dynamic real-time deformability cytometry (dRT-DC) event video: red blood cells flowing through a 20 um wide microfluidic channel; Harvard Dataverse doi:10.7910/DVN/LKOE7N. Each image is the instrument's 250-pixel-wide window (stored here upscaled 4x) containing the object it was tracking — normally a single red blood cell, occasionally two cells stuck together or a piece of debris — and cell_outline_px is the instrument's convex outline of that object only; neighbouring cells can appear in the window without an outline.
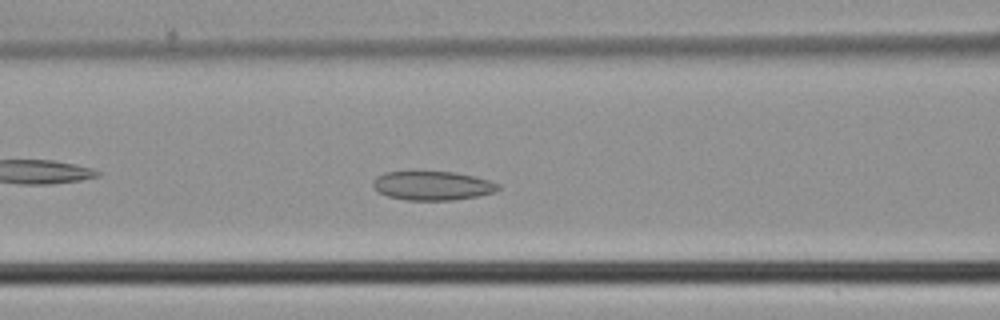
{"species": "common noctule bat (a hibernating species)", "species_latin": "Nyctalus noctula", "temperature_condition": "cold", "stored_images_in_passage": 43, "camera_frame_rate_fps": 3000, "um_per_image_px": 0.085, "animal": {"sex": "male", "body_mass_g": 21.5, "forearm_length_mm": 52.0}, "frame": {"image": 1, "passage_image": 16, "time_ms": 5.0, "image_size_px": [1000, 320], "cell_outline_px": [[500, 188], [496, 192], [476, 196], [452, 200], [404, 200], [388, 196], [372, 188], [372, 184], [376, 176], [384, 172], [456, 172], [488, 180], [500, 184]], "centroid_in_image_um": [36.74, 15.78], "position_along_channel_um": 129.9, "area_um2": 21.1}}
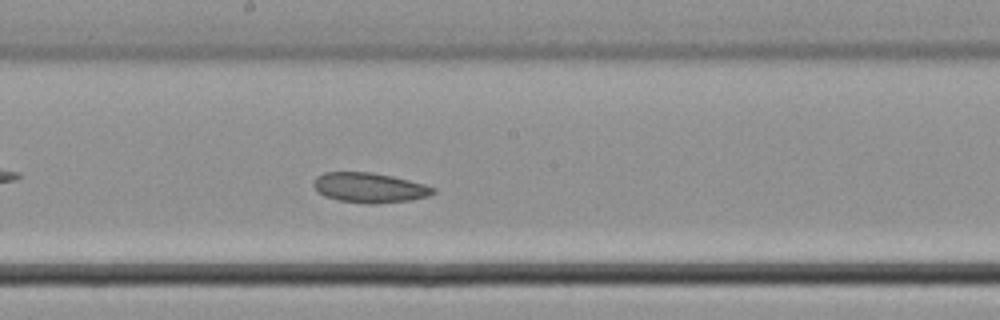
{"frame": {"image": 2, "passage_image": 22, "time_ms": 7.0, "image_size_px": [1000, 320], "cell_outline_px": [[436, 192], [428, 196], [412, 200], [376, 204], [368, 204], [340, 200], [324, 196], [316, 192], [312, 184], [316, 176], [324, 172], [372, 172], [392, 176], [424, 184], [436, 188]], "centroid_in_image_um": [31.39, 15.95], "position_along_channel_um": 216.8, "area_um2": 21.04}}
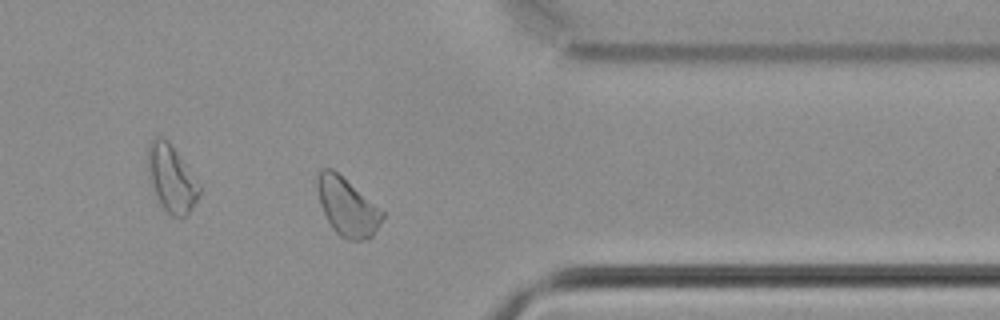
{"frame": {"image": 3, "passage_image": 34, "time_ms": 11.0, "image_size_px": [1000, 320], "cell_outline_px": [[384, 216], [372, 236], [364, 240], [348, 240], [340, 236], [332, 228], [320, 204], [316, 188], [316, 176], [324, 168], [332, 168], [384, 212]], "centroid_in_image_um": [29.48, 17.58], "position_along_channel_um": 381.9, "area_um2": 21.62}}